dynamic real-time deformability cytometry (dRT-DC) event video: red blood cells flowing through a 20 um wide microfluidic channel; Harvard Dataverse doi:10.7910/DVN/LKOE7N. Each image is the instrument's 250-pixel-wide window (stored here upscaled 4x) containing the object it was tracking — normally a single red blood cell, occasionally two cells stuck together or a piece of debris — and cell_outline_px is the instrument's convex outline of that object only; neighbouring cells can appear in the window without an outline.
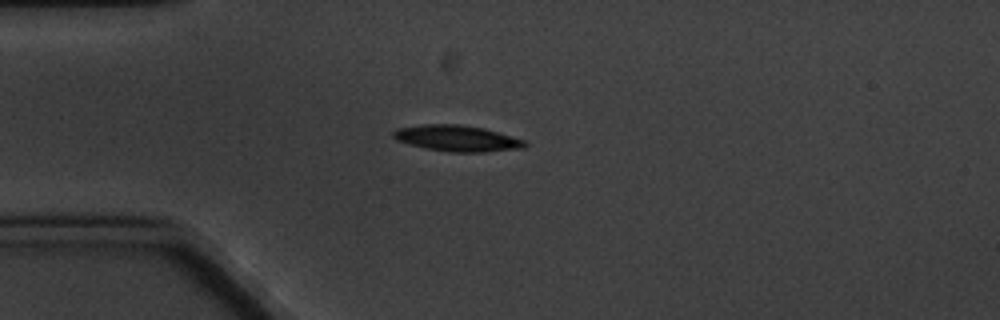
{"species": "common noctule bat (a hibernating species)", "species_latin": "Nyctalus noctula", "temperature_condition": "cold", "stored_images_in_passage": 4, "camera_frame_rate_fps": 3000, "um_per_image_px": 0.085, "animal": {"sex": "male", "body_mass_g": 20.1, "forearm_length_mm": 53.5}, "frame": {"image": 1, "passage_image": 4, "time_ms": 3.667, "image_size_px": [1000, 320], "cell_outline_px": [[528, 144], [524, 148], [484, 152], [452, 152], [424, 148], [408, 144], [396, 140], [392, 136], [392, 132], [396, 128], [424, 124], [460, 124], [484, 128], [524, 140]], "centroid_in_image_um": [38.82, 11.75], "position_along_channel_um": 46.2, "area_um2": 20.06}}